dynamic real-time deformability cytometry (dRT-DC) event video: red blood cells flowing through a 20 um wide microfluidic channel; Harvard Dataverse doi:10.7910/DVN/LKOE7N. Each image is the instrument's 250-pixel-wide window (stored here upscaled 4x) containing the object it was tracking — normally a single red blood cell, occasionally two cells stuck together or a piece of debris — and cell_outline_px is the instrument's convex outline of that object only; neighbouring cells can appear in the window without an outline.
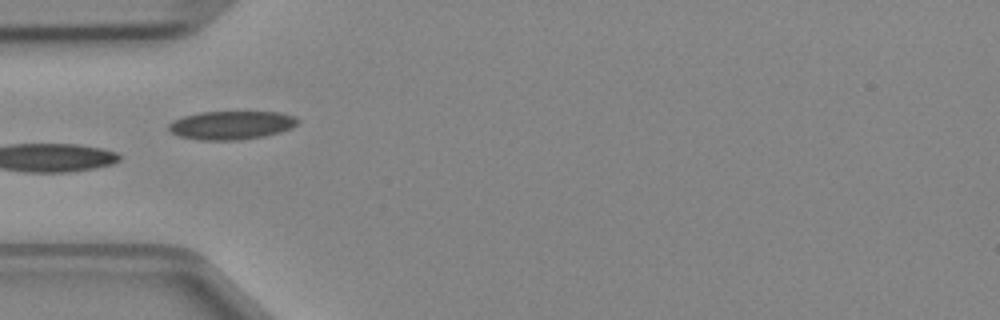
{"species": "Egyptian fruit bat (a non-hibernating species)", "species_latin": "Rousettus aegyptiacus", "temperature_condition": "cold", "stored_images_in_passage": 4, "camera_frame_rate_fps": 3000, "um_per_image_px": 0.085, "animal": {"sex": "female"}, "frame": {"image": 1, "passage_image": 4, "time_ms": 1.0, "image_size_px": [1000, 320], "cell_outline_px": [[300, 120], [292, 128], [280, 132], [264, 136], [236, 140], [200, 140], [180, 136], [172, 132], [168, 128], [168, 124], [172, 120], [184, 116], [200, 112], [280, 112], [296, 116]], "centroid_in_image_um": [19.68, 10.63], "position_along_channel_um": 65.3, "area_um2": 21.44}}